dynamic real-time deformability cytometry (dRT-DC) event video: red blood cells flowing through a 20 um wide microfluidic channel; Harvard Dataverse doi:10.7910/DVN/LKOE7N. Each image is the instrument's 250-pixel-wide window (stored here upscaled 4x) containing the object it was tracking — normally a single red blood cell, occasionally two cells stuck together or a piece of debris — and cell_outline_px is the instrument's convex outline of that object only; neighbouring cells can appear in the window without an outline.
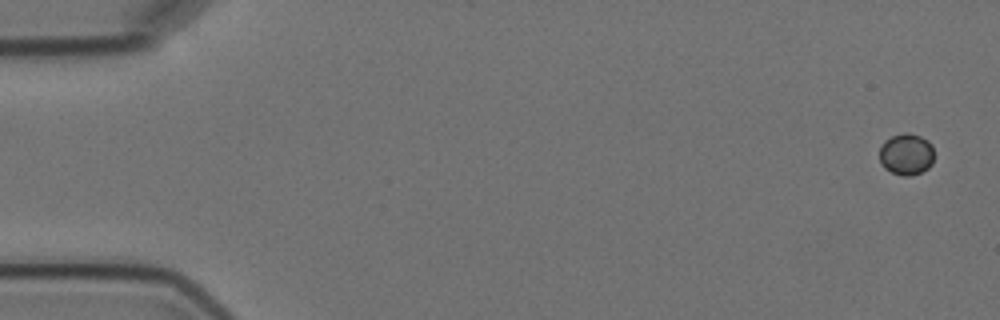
{"species": "Egyptian fruit bat (a non-hibernating species)", "species_latin": "Rousettus aegyptiacus", "temperature_condition": "cold", "stored_images_in_passage": 4, "camera_frame_rate_fps": 3000, "um_per_image_px": 0.085, "animal": {"sex": "female"}, "frame": {"image": 1, "passage_image": 1, "time_ms": 0.0, "image_size_px": [1000, 320], "cell_outline_px": [[932, 164], [928, 168], [920, 172], [908, 176], [904, 176], [892, 172], [884, 168], [880, 160], [880, 144], [884, 140], [892, 136], [904, 132], [908, 132], [920, 136], [928, 140], [932, 144]], "centroid_in_image_um": [77.02, 13.09], "position_along_channel_um": 8.0, "area_um2": 13.24}}
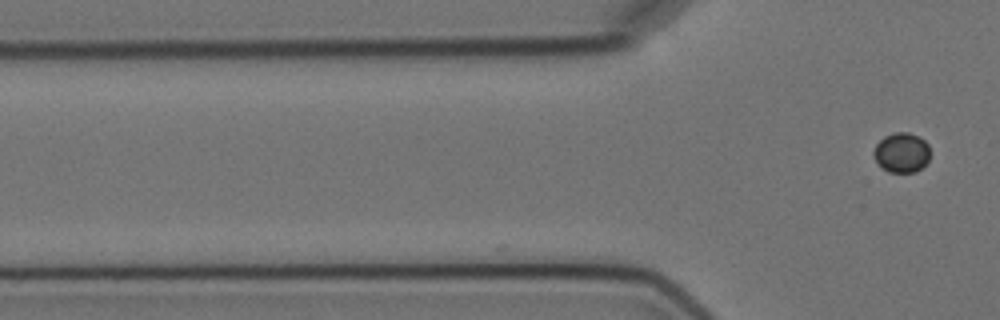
{"frame": {"image": 2, "passage_image": 4, "time_ms": 4.667, "image_size_px": [1000, 320], "cell_outline_px": [[928, 160], [916, 172], [888, 172], [880, 168], [872, 152], [876, 144], [884, 136], [892, 132], [908, 132], [920, 136], [928, 144]], "centroid_in_image_um": [76.6, 12.96], "position_along_channel_um": 49.2, "area_um2": 13.18}}